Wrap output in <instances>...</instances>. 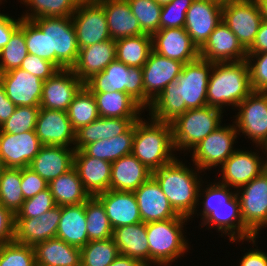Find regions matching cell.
Instances as JSON below:
<instances>
[{"instance_id":"1","label":"cell","mask_w":267,"mask_h":266,"mask_svg":"<svg viewBox=\"0 0 267 266\" xmlns=\"http://www.w3.org/2000/svg\"><path fill=\"white\" fill-rule=\"evenodd\" d=\"M213 62L198 58L186 63L175 82L169 83L147 108L158 122H173L188 109L207 106V87Z\"/></svg>"},{"instance_id":"2","label":"cell","mask_w":267,"mask_h":266,"mask_svg":"<svg viewBox=\"0 0 267 266\" xmlns=\"http://www.w3.org/2000/svg\"><path fill=\"white\" fill-rule=\"evenodd\" d=\"M203 183L207 184L206 181L202 182L198 197V206L202 204V209L200 212L196 210L194 214L202 216L201 228L205 226H208V230L217 228L218 232L222 233L221 236H229L231 243L247 241L256 247L255 242H257L258 236H255L243 223L236 189L218 181L205 185L206 188L203 187ZM200 200L202 201L200 202Z\"/></svg>"},{"instance_id":"3","label":"cell","mask_w":267,"mask_h":266,"mask_svg":"<svg viewBox=\"0 0 267 266\" xmlns=\"http://www.w3.org/2000/svg\"><path fill=\"white\" fill-rule=\"evenodd\" d=\"M196 170V171H195ZM198 172V173H197ZM196 166L189 168L177 157L152 172L173 209L182 216L193 218L198 206L199 189L203 182Z\"/></svg>"},{"instance_id":"4","label":"cell","mask_w":267,"mask_h":266,"mask_svg":"<svg viewBox=\"0 0 267 266\" xmlns=\"http://www.w3.org/2000/svg\"><path fill=\"white\" fill-rule=\"evenodd\" d=\"M252 91L246 60L213 63L207 87V106L225 111L224 107L231 105V109H235Z\"/></svg>"},{"instance_id":"5","label":"cell","mask_w":267,"mask_h":266,"mask_svg":"<svg viewBox=\"0 0 267 266\" xmlns=\"http://www.w3.org/2000/svg\"><path fill=\"white\" fill-rule=\"evenodd\" d=\"M145 121L143 117L135 121L131 153L154 172L176 158L172 125L169 122H158L150 117Z\"/></svg>"},{"instance_id":"6","label":"cell","mask_w":267,"mask_h":266,"mask_svg":"<svg viewBox=\"0 0 267 266\" xmlns=\"http://www.w3.org/2000/svg\"><path fill=\"white\" fill-rule=\"evenodd\" d=\"M188 220L190 218L179 215L172 219L146 223L149 266H171L184 253L187 254L190 247L184 234V225Z\"/></svg>"},{"instance_id":"7","label":"cell","mask_w":267,"mask_h":266,"mask_svg":"<svg viewBox=\"0 0 267 266\" xmlns=\"http://www.w3.org/2000/svg\"><path fill=\"white\" fill-rule=\"evenodd\" d=\"M224 112L217 108L205 106L188 109L179 115L173 122L172 135L175 151L190 150L201 142L207 135L222 124Z\"/></svg>"},{"instance_id":"8","label":"cell","mask_w":267,"mask_h":266,"mask_svg":"<svg viewBox=\"0 0 267 266\" xmlns=\"http://www.w3.org/2000/svg\"><path fill=\"white\" fill-rule=\"evenodd\" d=\"M32 21L48 35L49 62L59 70L71 69L80 50L71 16L40 17Z\"/></svg>"},{"instance_id":"9","label":"cell","mask_w":267,"mask_h":266,"mask_svg":"<svg viewBox=\"0 0 267 266\" xmlns=\"http://www.w3.org/2000/svg\"><path fill=\"white\" fill-rule=\"evenodd\" d=\"M92 93L125 92L144 108L143 70L114 60L84 84Z\"/></svg>"},{"instance_id":"10","label":"cell","mask_w":267,"mask_h":266,"mask_svg":"<svg viewBox=\"0 0 267 266\" xmlns=\"http://www.w3.org/2000/svg\"><path fill=\"white\" fill-rule=\"evenodd\" d=\"M232 125L224 123L216 130L207 135L201 142L194 146L192 152L193 166L200 171L212 170V167L220 168L237 148L233 147L239 133L234 122Z\"/></svg>"},{"instance_id":"11","label":"cell","mask_w":267,"mask_h":266,"mask_svg":"<svg viewBox=\"0 0 267 266\" xmlns=\"http://www.w3.org/2000/svg\"><path fill=\"white\" fill-rule=\"evenodd\" d=\"M235 109L239 111L234 116L239 135H245L257 148H267V92L252 91Z\"/></svg>"},{"instance_id":"12","label":"cell","mask_w":267,"mask_h":266,"mask_svg":"<svg viewBox=\"0 0 267 266\" xmlns=\"http://www.w3.org/2000/svg\"><path fill=\"white\" fill-rule=\"evenodd\" d=\"M71 18L79 49L112 39L103 5L98 0L80 2Z\"/></svg>"},{"instance_id":"13","label":"cell","mask_w":267,"mask_h":266,"mask_svg":"<svg viewBox=\"0 0 267 266\" xmlns=\"http://www.w3.org/2000/svg\"><path fill=\"white\" fill-rule=\"evenodd\" d=\"M244 225L255 235L267 227V173L236 190Z\"/></svg>"},{"instance_id":"14","label":"cell","mask_w":267,"mask_h":266,"mask_svg":"<svg viewBox=\"0 0 267 266\" xmlns=\"http://www.w3.org/2000/svg\"><path fill=\"white\" fill-rule=\"evenodd\" d=\"M222 21L247 50L255 40L262 16L255 0H237L223 3Z\"/></svg>"},{"instance_id":"15","label":"cell","mask_w":267,"mask_h":266,"mask_svg":"<svg viewBox=\"0 0 267 266\" xmlns=\"http://www.w3.org/2000/svg\"><path fill=\"white\" fill-rule=\"evenodd\" d=\"M184 63L169 59L151 51L147 62L142 67L144 83V109L151 105L164 88L177 80Z\"/></svg>"},{"instance_id":"16","label":"cell","mask_w":267,"mask_h":266,"mask_svg":"<svg viewBox=\"0 0 267 266\" xmlns=\"http://www.w3.org/2000/svg\"><path fill=\"white\" fill-rule=\"evenodd\" d=\"M222 7L216 0H194L187 10L184 29L198 49L222 21Z\"/></svg>"},{"instance_id":"17","label":"cell","mask_w":267,"mask_h":266,"mask_svg":"<svg viewBox=\"0 0 267 266\" xmlns=\"http://www.w3.org/2000/svg\"><path fill=\"white\" fill-rule=\"evenodd\" d=\"M256 151L237 148L220 166L222 177L218 179H222L219 180V183L237 190L259 176L264 171V156L261 157L260 151Z\"/></svg>"},{"instance_id":"18","label":"cell","mask_w":267,"mask_h":266,"mask_svg":"<svg viewBox=\"0 0 267 266\" xmlns=\"http://www.w3.org/2000/svg\"><path fill=\"white\" fill-rule=\"evenodd\" d=\"M199 57L213 63L246 60L247 50L237 36L221 21L199 49Z\"/></svg>"},{"instance_id":"19","label":"cell","mask_w":267,"mask_h":266,"mask_svg":"<svg viewBox=\"0 0 267 266\" xmlns=\"http://www.w3.org/2000/svg\"><path fill=\"white\" fill-rule=\"evenodd\" d=\"M35 131L42 145L74 148L76 131L66 111L40 108Z\"/></svg>"},{"instance_id":"20","label":"cell","mask_w":267,"mask_h":266,"mask_svg":"<svg viewBox=\"0 0 267 266\" xmlns=\"http://www.w3.org/2000/svg\"><path fill=\"white\" fill-rule=\"evenodd\" d=\"M41 146L35 130L19 134L0 130V157L5 167H29Z\"/></svg>"},{"instance_id":"21","label":"cell","mask_w":267,"mask_h":266,"mask_svg":"<svg viewBox=\"0 0 267 266\" xmlns=\"http://www.w3.org/2000/svg\"><path fill=\"white\" fill-rule=\"evenodd\" d=\"M84 83L71 69L57 71L44 81L40 108L67 111Z\"/></svg>"},{"instance_id":"22","label":"cell","mask_w":267,"mask_h":266,"mask_svg":"<svg viewBox=\"0 0 267 266\" xmlns=\"http://www.w3.org/2000/svg\"><path fill=\"white\" fill-rule=\"evenodd\" d=\"M61 218V206L56 205L40 217L15 218L14 242L35 246L56 237Z\"/></svg>"},{"instance_id":"23","label":"cell","mask_w":267,"mask_h":266,"mask_svg":"<svg viewBox=\"0 0 267 266\" xmlns=\"http://www.w3.org/2000/svg\"><path fill=\"white\" fill-rule=\"evenodd\" d=\"M153 51L184 64L199 58V49L184 28L159 29L152 35Z\"/></svg>"},{"instance_id":"24","label":"cell","mask_w":267,"mask_h":266,"mask_svg":"<svg viewBox=\"0 0 267 266\" xmlns=\"http://www.w3.org/2000/svg\"><path fill=\"white\" fill-rule=\"evenodd\" d=\"M0 82L15 106H40L44 81L21 68L0 73Z\"/></svg>"},{"instance_id":"25","label":"cell","mask_w":267,"mask_h":266,"mask_svg":"<svg viewBox=\"0 0 267 266\" xmlns=\"http://www.w3.org/2000/svg\"><path fill=\"white\" fill-rule=\"evenodd\" d=\"M134 194L138 202L142 222L144 223L162 221L179 216L153 176L135 190Z\"/></svg>"},{"instance_id":"26","label":"cell","mask_w":267,"mask_h":266,"mask_svg":"<svg viewBox=\"0 0 267 266\" xmlns=\"http://www.w3.org/2000/svg\"><path fill=\"white\" fill-rule=\"evenodd\" d=\"M112 163L75 150L73 168L91 197L110 189Z\"/></svg>"},{"instance_id":"27","label":"cell","mask_w":267,"mask_h":266,"mask_svg":"<svg viewBox=\"0 0 267 266\" xmlns=\"http://www.w3.org/2000/svg\"><path fill=\"white\" fill-rule=\"evenodd\" d=\"M95 197L104 206L112 229L142 222L134 192L109 189Z\"/></svg>"},{"instance_id":"28","label":"cell","mask_w":267,"mask_h":266,"mask_svg":"<svg viewBox=\"0 0 267 266\" xmlns=\"http://www.w3.org/2000/svg\"><path fill=\"white\" fill-rule=\"evenodd\" d=\"M114 60H116V43L115 40L109 39L80 48L76 63L71 70L85 84Z\"/></svg>"},{"instance_id":"29","label":"cell","mask_w":267,"mask_h":266,"mask_svg":"<svg viewBox=\"0 0 267 266\" xmlns=\"http://www.w3.org/2000/svg\"><path fill=\"white\" fill-rule=\"evenodd\" d=\"M75 148L42 145L29 168L47 183L73 168Z\"/></svg>"},{"instance_id":"30","label":"cell","mask_w":267,"mask_h":266,"mask_svg":"<svg viewBox=\"0 0 267 266\" xmlns=\"http://www.w3.org/2000/svg\"><path fill=\"white\" fill-rule=\"evenodd\" d=\"M151 176L152 171L132 153L125 155L112 162L110 190L134 192Z\"/></svg>"},{"instance_id":"31","label":"cell","mask_w":267,"mask_h":266,"mask_svg":"<svg viewBox=\"0 0 267 266\" xmlns=\"http://www.w3.org/2000/svg\"><path fill=\"white\" fill-rule=\"evenodd\" d=\"M106 14L113 40L144 34L127 0H98Z\"/></svg>"},{"instance_id":"32","label":"cell","mask_w":267,"mask_h":266,"mask_svg":"<svg viewBox=\"0 0 267 266\" xmlns=\"http://www.w3.org/2000/svg\"><path fill=\"white\" fill-rule=\"evenodd\" d=\"M114 242L119 254L137 259L145 266H149V243L147 239L146 223L124 225L113 229Z\"/></svg>"},{"instance_id":"33","label":"cell","mask_w":267,"mask_h":266,"mask_svg":"<svg viewBox=\"0 0 267 266\" xmlns=\"http://www.w3.org/2000/svg\"><path fill=\"white\" fill-rule=\"evenodd\" d=\"M56 237L80 249L89 242L85 203L61 206Z\"/></svg>"},{"instance_id":"34","label":"cell","mask_w":267,"mask_h":266,"mask_svg":"<svg viewBox=\"0 0 267 266\" xmlns=\"http://www.w3.org/2000/svg\"><path fill=\"white\" fill-rule=\"evenodd\" d=\"M36 266H81V250L54 237L34 246Z\"/></svg>"},{"instance_id":"35","label":"cell","mask_w":267,"mask_h":266,"mask_svg":"<svg viewBox=\"0 0 267 266\" xmlns=\"http://www.w3.org/2000/svg\"><path fill=\"white\" fill-rule=\"evenodd\" d=\"M92 94L96 100L100 117L140 119L145 110L125 92L115 91Z\"/></svg>"},{"instance_id":"36","label":"cell","mask_w":267,"mask_h":266,"mask_svg":"<svg viewBox=\"0 0 267 266\" xmlns=\"http://www.w3.org/2000/svg\"><path fill=\"white\" fill-rule=\"evenodd\" d=\"M139 119L99 117L76 131L74 148L81 150L85 145L101 139H110L124 133Z\"/></svg>"},{"instance_id":"37","label":"cell","mask_w":267,"mask_h":266,"mask_svg":"<svg viewBox=\"0 0 267 266\" xmlns=\"http://www.w3.org/2000/svg\"><path fill=\"white\" fill-rule=\"evenodd\" d=\"M134 132L135 122L124 133L110 139L92 142L85 145L81 150L88 156L112 163L125 155L131 154Z\"/></svg>"},{"instance_id":"38","label":"cell","mask_w":267,"mask_h":266,"mask_svg":"<svg viewBox=\"0 0 267 266\" xmlns=\"http://www.w3.org/2000/svg\"><path fill=\"white\" fill-rule=\"evenodd\" d=\"M48 188L58 206L85 203L91 197L74 168L50 181Z\"/></svg>"},{"instance_id":"39","label":"cell","mask_w":267,"mask_h":266,"mask_svg":"<svg viewBox=\"0 0 267 266\" xmlns=\"http://www.w3.org/2000/svg\"><path fill=\"white\" fill-rule=\"evenodd\" d=\"M116 60L129 67L142 68L153 50L152 36L141 34L115 40Z\"/></svg>"},{"instance_id":"40","label":"cell","mask_w":267,"mask_h":266,"mask_svg":"<svg viewBox=\"0 0 267 266\" xmlns=\"http://www.w3.org/2000/svg\"><path fill=\"white\" fill-rule=\"evenodd\" d=\"M66 112L75 131L100 117L94 95L85 85L76 93Z\"/></svg>"},{"instance_id":"41","label":"cell","mask_w":267,"mask_h":266,"mask_svg":"<svg viewBox=\"0 0 267 266\" xmlns=\"http://www.w3.org/2000/svg\"><path fill=\"white\" fill-rule=\"evenodd\" d=\"M28 10L21 18L33 20L40 17H70L75 12L77 0H20Z\"/></svg>"},{"instance_id":"42","label":"cell","mask_w":267,"mask_h":266,"mask_svg":"<svg viewBox=\"0 0 267 266\" xmlns=\"http://www.w3.org/2000/svg\"><path fill=\"white\" fill-rule=\"evenodd\" d=\"M24 201L21 168L5 167L0 177V204L16 215Z\"/></svg>"},{"instance_id":"43","label":"cell","mask_w":267,"mask_h":266,"mask_svg":"<svg viewBox=\"0 0 267 266\" xmlns=\"http://www.w3.org/2000/svg\"><path fill=\"white\" fill-rule=\"evenodd\" d=\"M87 233L89 241L112 238L113 229L102 203L96 197L85 202Z\"/></svg>"},{"instance_id":"44","label":"cell","mask_w":267,"mask_h":266,"mask_svg":"<svg viewBox=\"0 0 267 266\" xmlns=\"http://www.w3.org/2000/svg\"><path fill=\"white\" fill-rule=\"evenodd\" d=\"M28 54L24 35V18H21L20 26L13 32L8 44L0 51V73L20 68Z\"/></svg>"},{"instance_id":"45","label":"cell","mask_w":267,"mask_h":266,"mask_svg":"<svg viewBox=\"0 0 267 266\" xmlns=\"http://www.w3.org/2000/svg\"><path fill=\"white\" fill-rule=\"evenodd\" d=\"M81 250V266H108L119 255L113 238L89 241Z\"/></svg>"},{"instance_id":"46","label":"cell","mask_w":267,"mask_h":266,"mask_svg":"<svg viewBox=\"0 0 267 266\" xmlns=\"http://www.w3.org/2000/svg\"><path fill=\"white\" fill-rule=\"evenodd\" d=\"M144 34L153 35L160 29L162 5L155 0H127Z\"/></svg>"},{"instance_id":"47","label":"cell","mask_w":267,"mask_h":266,"mask_svg":"<svg viewBox=\"0 0 267 266\" xmlns=\"http://www.w3.org/2000/svg\"><path fill=\"white\" fill-rule=\"evenodd\" d=\"M39 111L40 106H16L13 115L0 126V130L9 134L33 131Z\"/></svg>"},{"instance_id":"48","label":"cell","mask_w":267,"mask_h":266,"mask_svg":"<svg viewBox=\"0 0 267 266\" xmlns=\"http://www.w3.org/2000/svg\"><path fill=\"white\" fill-rule=\"evenodd\" d=\"M0 266H36L34 247L14 241L0 244Z\"/></svg>"},{"instance_id":"49","label":"cell","mask_w":267,"mask_h":266,"mask_svg":"<svg viewBox=\"0 0 267 266\" xmlns=\"http://www.w3.org/2000/svg\"><path fill=\"white\" fill-rule=\"evenodd\" d=\"M24 35L28 53L49 61L48 35L28 19H24Z\"/></svg>"},{"instance_id":"50","label":"cell","mask_w":267,"mask_h":266,"mask_svg":"<svg viewBox=\"0 0 267 266\" xmlns=\"http://www.w3.org/2000/svg\"><path fill=\"white\" fill-rule=\"evenodd\" d=\"M194 0H173L162 6L160 29L184 28L187 10Z\"/></svg>"},{"instance_id":"51","label":"cell","mask_w":267,"mask_h":266,"mask_svg":"<svg viewBox=\"0 0 267 266\" xmlns=\"http://www.w3.org/2000/svg\"><path fill=\"white\" fill-rule=\"evenodd\" d=\"M56 206L54 197L47 188L32 198L24 201L21 209L15 215V218H34L40 217L43 213Z\"/></svg>"},{"instance_id":"52","label":"cell","mask_w":267,"mask_h":266,"mask_svg":"<svg viewBox=\"0 0 267 266\" xmlns=\"http://www.w3.org/2000/svg\"><path fill=\"white\" fill-rule=\"evenodd\" d=\"M250 84L255 92H267V52L247 53Z\"/></svg>"},{"instance_id":"53","label":"cell","mask_w":267,"mask_h":266,"mask_svg":"<svg viewBox=\"0 0 267 266\" xmlns=\"http://www.w3.org/2000/svg\"><path fill=\"white\" fill-rule=\"evenodd\" d=\"M21 69L28 73L35 75L39 79L45 81L52 77L59 69L51 62L42 59L33 54H28L22 61Z\"/></svg>"},{"instance_id":"54","label":"cell","mask_w":267,"mask_h":266,"mask_svg":"<svg viewBox=\"0 0 267 266\" xmlns=\"http://www.w3.org/2000/svg\"><path fill=\"white\" fill-rule=\"evenodd\" d=\"M21 188L25 200L48 188V183L29 167L21 168Z\"/></svg>"},{"instance_id":"55","label":"cell","mask_w":267,"mask_h":266,"mask_svg":"<svg viewBox=\"0 0 267 266\" xmlns=\"http://www.w3.org/2000/svg\"><path fill=\"white\" fill-rule=\"evenodd\" d=\"M15 215L0 204V244L14 241Z\"/></svg>"},{"instance_id":"56","label":"cell","mask_w":267,"mask_h":266,"mask_svg":"<svg viewBox=\"0 0 267 266\" xmlns=\"http://www.w3.org/2000/svg\"><path fill=\"white\" fill-rule=\"evenodd\" d=\"M12 17L0 12V51L8 44L11 35L20 26L21 17L17 19Z\"/></svg>"},{"instance_id":"57","label":"cell","mask_w":267,"mask_h":266,"mask_svg":"<svg viewBox=\"0 0 267 266\" xmlns=\"http://www.w3.org/2000/svg\"><path fill=\"white\" fill-rule=\"evenodd\" d=\"M250 249L242 256L238 266H267V253L258 247Z\"/></svg>"},{"instance_id":"58","label":"cell","mask_w":267,"mask_h":266,"mask_svg":"<svg viewBox=\"0 0 267 266\" xmlns=\"http://www.w3.org/2000/svg\"><path fill=\"white\" fill-rule=\"evenodd\" d=\"M267 52V21L262 20L258 33L252 45L247 49V53Z\"/></svg>"},{"instance_id":"59","label":"cell","mask_w":267,"mask_h":266,"mask_svg":"<svg viewBox=\"0 0 267 266\" xmlns=\"http://www.w3.org/2000/svg\"><path fill=\"white\" fill-rule=\"evenodd\" d=\"M15 108V104L7 97L5 88L0 82V126L13 115Z\"/></svg>"},{"instance_id":"60","label":"cell","mask_w":267,"mask_h":266,"mask_svg":"<svg viewBox=\"0 0 267 266\" xmlns=\"http://www.w3.org/2000/svg\"><path fill=\"white\" fill-rule=\"evenodd\" d=\"M108 266H145L137 259L119 254L117 258Z\"/></svg>"},{"instance_id":"61","label":"cell","mask_w":267,"mask_h":266,"mask_svg":"<svg viewBox=\"0 0 267 266\" xmlns=\"http://www.w3.org/2000/svg\"><path fill=\"white\" fill-rule=\"evenodd\" d=\"M258 4L262 20L267 21V0H255Z\"/></svg>"},{"instance_id":"62","label":"cell","mask_w":267,"mask_h":266,"mask_svg":"<svg viewBox=\"0 0 267 266\" xmlns=\"http://www.w3.org/2000/svg\"><path fill=\"white\" fill-rule=\"evenodd\" d=\"M262 149V151H261ZM259 150L265 154L266 157H264V171L267 173V148L259 147Z\"/></svg>"},{"instance_id":"63","label":"cell","mask_w":267,"mask_h":266,"mask_svg":"<svg viewBox=\"0 0 267 266\" xmlns=\"http://www.w3.org/2000/svg\"><path fill=\"white\" fill-rule=\"evenodd\" d=\"M158 4L160 5H165V4H168V3H171L173 0H155Z\"/></svg>"},{"instance_id":"64","label":"cell","mask_w":267,"mask_h":266,"mask_svg":"<svg viewBox=\"0 0 267 266\" xmlns=\"http://www.w3.org/2000/svg\"><path fill=\"white\" fill-rule=\"evenodd\" d=\"M4 168H5V166H4V164L2 162V159L0 157V177H1V174H2V171H3Z\"/></svg>"},{"instance_id":"65","label":"cell","mask_w":267,"mask_h":266,"mask_svg":"<svg viewBox=\"0 0 267 266\" xmlns=\"http://www.w3.org/2000/svg\"><path fill=\"white\" fill-rule=\"evenodd\" d=\"M216 1H218V2L223 4V3H226V2L237 1V0H216Z\"/></svg>"}]
</instances>
